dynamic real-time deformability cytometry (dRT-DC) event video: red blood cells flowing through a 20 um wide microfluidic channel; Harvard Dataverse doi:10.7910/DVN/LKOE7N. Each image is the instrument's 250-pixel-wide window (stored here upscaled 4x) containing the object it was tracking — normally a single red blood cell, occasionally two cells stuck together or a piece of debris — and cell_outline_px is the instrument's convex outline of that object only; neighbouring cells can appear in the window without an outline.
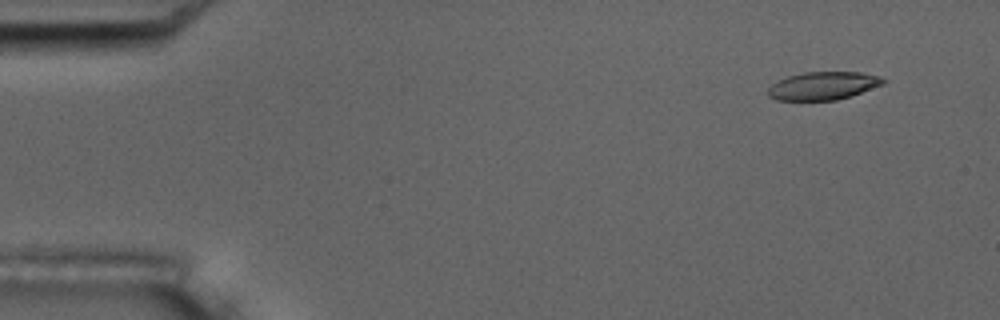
{"species": "common noctule bat (a hibernating species)", "species_latin": "Nyctalus noctula", "temperature_condition": "room temperature", "stored_images_in_passage": 5, "camera_frame_rate_fps": 3000, "um_per_image_px": 0.085, "animal": {"sex": "male", "body_mass_g": 17.5, "forearm_length_mm": 52.3}, "frame": {"image": 1, "passage_image": 1, "time_ms": 0.0, "image_size_px": [1000, 320], "cell_outline_px": [[888, 80], [884, 84], [852, 96], [836, 100], [776, 100], [768, 96], [768, 88], [772, 84], [788, 76], [804, 72], [860, 72], [880, 76]], "centroid_in_image_um": [70.01, 7.29], "position_along_channel_um": 15.0, "area_um2": 18.9}}
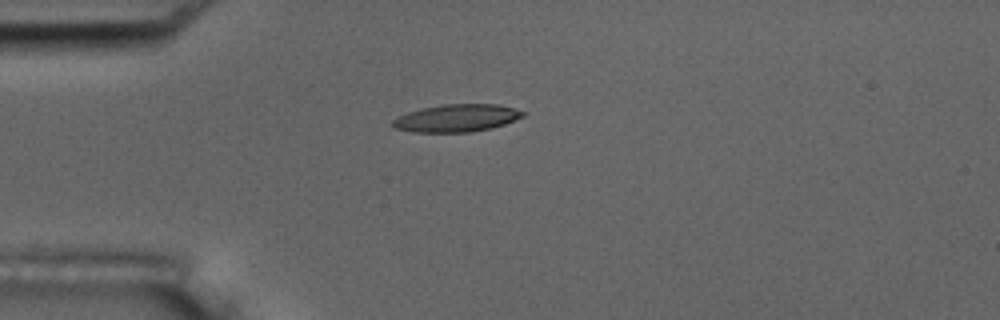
{"frame": {"image": 2, "passage_image": 4, "time_ms": 3.333, "image_size_px": [1000, 320], "cell_outline_px": [[524, 116], [504, 124], [492, 128], [472, 132], [412, 132], [392, 128], [392, 120], [408, 112], [424, 108], [444, 104], [496, 104], [512, 108], [524, 112]], "centroid_in_image_um": [38.79, 10.05], "position_along_channel_um": 46.2, "area_um2": 20.75}}